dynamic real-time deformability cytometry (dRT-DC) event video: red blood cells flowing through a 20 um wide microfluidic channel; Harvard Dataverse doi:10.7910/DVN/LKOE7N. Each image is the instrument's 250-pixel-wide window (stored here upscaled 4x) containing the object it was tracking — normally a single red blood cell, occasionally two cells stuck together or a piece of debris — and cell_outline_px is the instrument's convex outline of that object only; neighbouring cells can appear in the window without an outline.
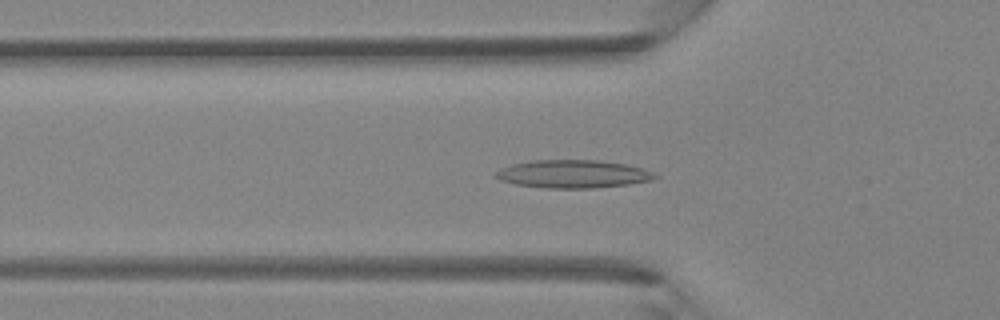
{"species": "Egyptian fruit bat (a non-hibernating species)", "species_latin": "Rousettus aegyptiacus", "temperature_condition": "room temperature", "stored_images_in_passage": 44, "camera_frame_rate_fps": 3000, "um_per_image_px": 0.085, "animal": {"sex": "female"}, "frame": {"image": 1, "passage_image": 15, "time_ms": 4.667, "image_size_px": [1000, 320], "cell_outline_px": [[660, 176], [652, 180], [628, 184], [592, 188], [544, 188], [516, 184], [500, 180], [492, 176], [500, 168], [512, 164], [532, 160], [600, 160], [628, 164], [652, 172]], "centroid_in_image_um": [48.68, 14.78], "position_along_channel_um": 77.1, "area_um2": 26.07}}
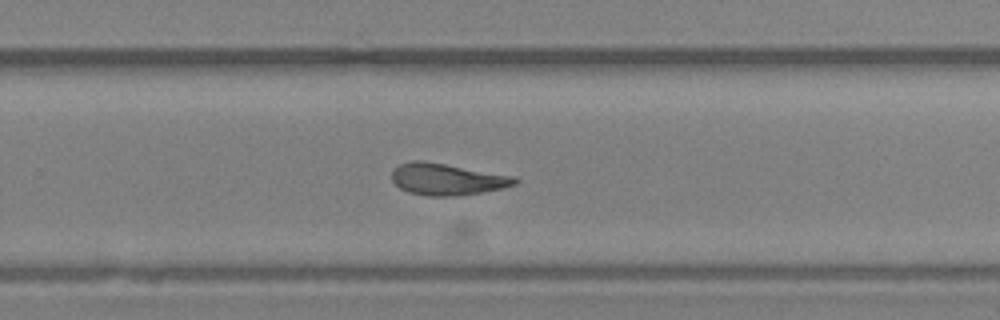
{"frame": {"image": 2, "passage_image": 29, "time_ms": 9.333, "image_size_px": [1000, 320], "cell_outline_px": [[520, 180], [516, 184], [504, 188], [456, 196], [428, 196], [408, 192], [400, 188], [392, 180], [392, 168], [400, 164], [412, 160], [424, 160], [516, 176]], "centroid_in_image_um": [38.01, 15.22], "position_along_channel_um": 291.8, "area_um2": 22.95}}
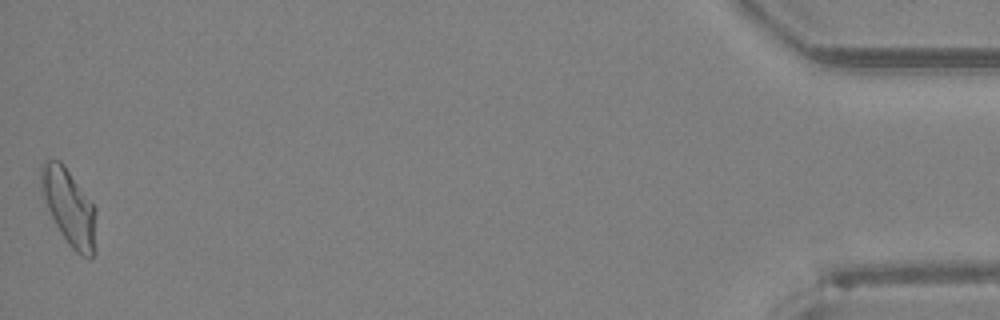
{"frame": {"image": 3, "passage_image": 44, "time_ms": 14.333, "image_size_px": [1000, 320], "cell_outline_px": [[96, 252], [92, 260], [88, 260], [80, 256], [68, 244], [60, 232], [44, 200], [40, 188], [40, 176], [44, 160], [60, 160], [64, 164], [96, 208]], "centroid_in_image_um": [5.92, 17.67], "position_along_channel_um": 429.3, "area_um2": 24.8}}